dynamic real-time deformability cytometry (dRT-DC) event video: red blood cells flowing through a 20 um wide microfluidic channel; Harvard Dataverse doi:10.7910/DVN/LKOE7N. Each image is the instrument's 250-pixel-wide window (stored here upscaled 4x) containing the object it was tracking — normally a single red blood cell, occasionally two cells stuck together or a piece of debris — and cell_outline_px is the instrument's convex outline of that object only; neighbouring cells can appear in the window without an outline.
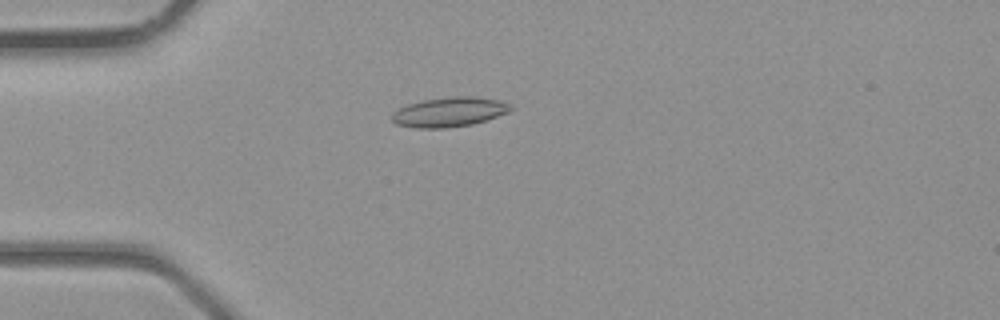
{"species": "common noctule bat (a hibernating species)", "species_latin": "Nyctalus noctula", "temperature_condition": "room temperature", "stored_images_in_passage": 37, "camera_frame_rate_fps": 3000, "um_per_image_px": 0.085, "animal": {"sex": "male", "body_mass_g": 23.1, "forearm_length_mm": 52.7}, "frame": {"image": 1, "passage_image": 9, "time_ms": 2.667, "image_size_px": [1000, 320], "cell_outline_px": [[512, 108], [508, 112], [472, 124], [448, 128], [416, 128], [396, 124], [392, 120], [392, 112], [408, 104], [424, 100], [452, 96], [476, 96], [500, 100], [512, 104]], "centroid_in_image_um": [38.2, 9.51], "position_along_channel_um": 46.8, "area_um2": 20.46}}
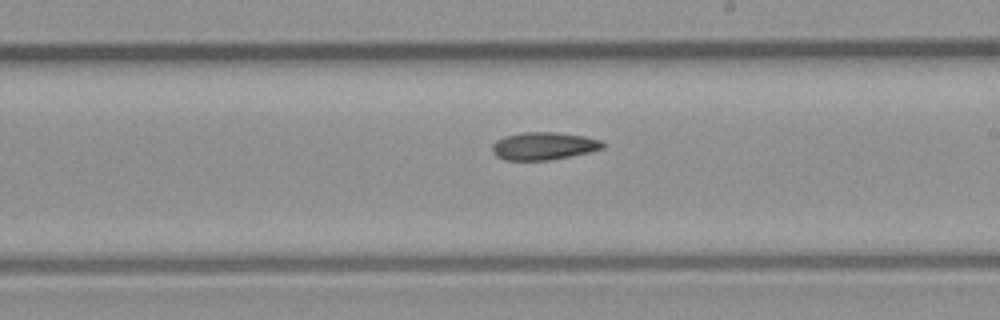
{"frame": {"image": 2, "passage_image": 21, "time_ms": 6.667, "image_size_px": [1000, 320], "cell_outline_px": [[604, 148], [572, 156], [552, 160], [504, 160], [496, 156], [492, 152], [492, 144], [496, 140], [504, 136], [520, 132], [556, 132], [584, 136], [600, 140], [604, 144]], "centroid_in_image_um": [46.18, 12.41], "position_along_channel_um": 242.8, "area_um2": 17.98}}
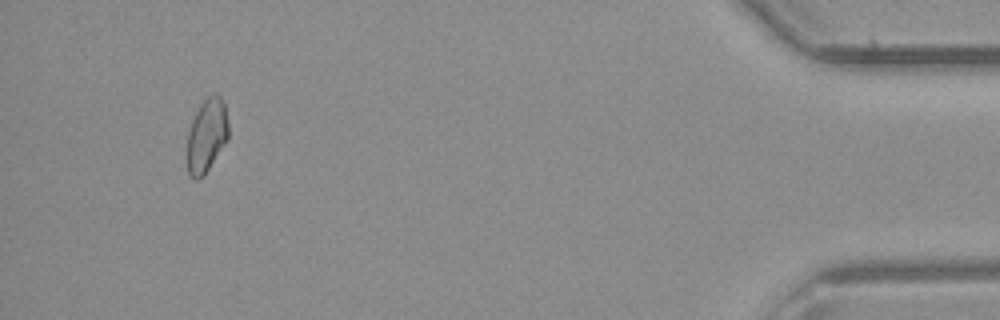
{"frame": {"image": 3, "passage_image": 35, "time_ms": 11.333, "image_size_px": [1000, 320], "cell_outline_px": [[228, 140], [204, 176], [196, 180], [188, 176], [188, 132], [192, 120], [200, 104], [212, 92], [216, 92], [220, 96], [224, 104], [228, 124]], "centroid_in_image_um": [17.58, 11.52], "position_along_channel_um": 417.6, "area_um2": 17.8}}